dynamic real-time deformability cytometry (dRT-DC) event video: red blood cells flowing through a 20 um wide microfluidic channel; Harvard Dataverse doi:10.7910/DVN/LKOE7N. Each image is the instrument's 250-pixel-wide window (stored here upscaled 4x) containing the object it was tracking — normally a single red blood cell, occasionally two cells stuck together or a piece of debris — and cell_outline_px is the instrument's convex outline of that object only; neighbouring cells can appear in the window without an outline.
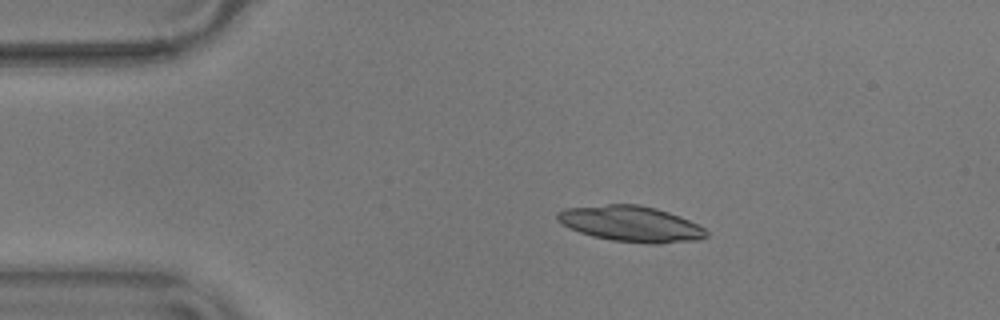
{"species": "common noctule bat (a hibernating species)", "species_latin": "Nyctalus noctula", "temperature_condition": "warm", "stored_images_in_passage": 46, "camera_frame_rate_fps": 3000, "um_per_image_px": 0.085, "animal": {"sex": "male", "body_mass_g": 17.9}, "frame": {"image": 1, "passage_image": 1, "time_ms": 0.0, "image_size_px": [1000, 320], "cell_outline_px": [[708, 236], [696, 240], [660, 244], [652, 244], [612, 240], [592, 236], [580, 232], [556, 220], [556, 212], [564, 208], [608, 204], [640, 204], [656, 208], [680, 216], [704, 228], [708, 232]], "centroid_in_image_um": [53.63, 19.02], "position_along_channel_um": 31.4, "area_um2": 30.98}}
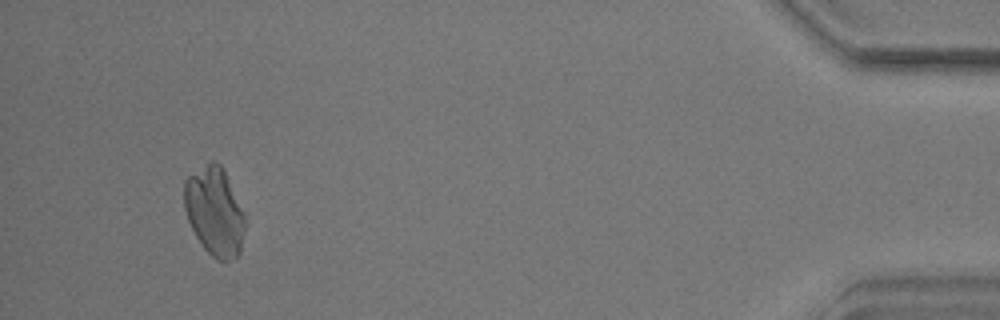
{"frame": {"image": 2, "passage_image": 43, "time_ms": 14.0, "image_size_px": [1000, 320], "cell_outline_px": [[244, 232], [240, 252], [236, 256], [228, 260], [216, 260], [204, 248], [196, 236], [188, 220], [184, 208], [184, 180], [188, 176], [212, 160], [216, 160], [220, 164], [244, 212]], "centroid_in_image_um": [18.22, 17.97], "position_along_channel_um": 417.0, "area_um2": 30.98}}